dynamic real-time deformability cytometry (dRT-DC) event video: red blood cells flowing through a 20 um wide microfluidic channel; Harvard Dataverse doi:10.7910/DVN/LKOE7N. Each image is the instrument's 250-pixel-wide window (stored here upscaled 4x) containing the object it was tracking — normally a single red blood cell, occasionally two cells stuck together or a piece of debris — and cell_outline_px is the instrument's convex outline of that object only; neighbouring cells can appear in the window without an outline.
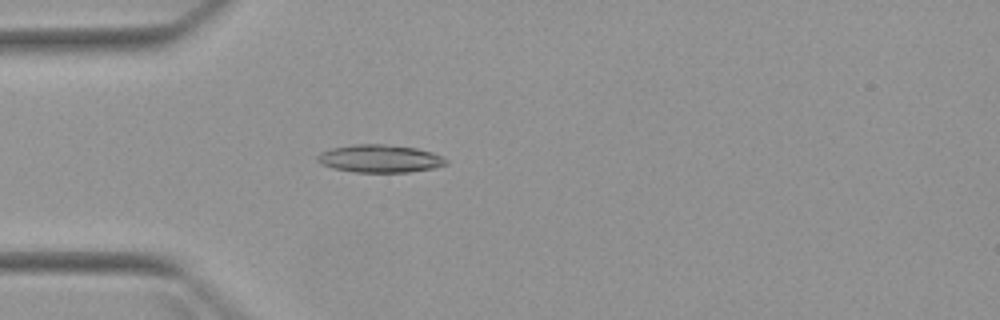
{"species": "Egyptian fruit bat (a non-hibernating species)", "species_latin": "Rousettus aegyptiacus", "temperature_condition": "warm", "stored_images_in_passage": 4, "camera_frame_rate_fps": 3000, "um_per_image_px": 0.085, "animal": {"sex": "female"}, "frame": {"image": 1, "passage_image": 4, "time_ms": 4.333, "image_size_px": [1000, 320], "cell_outline_px": [[448, 164], [432, 168], [408, 172], [356, 172], [332, 168], [316, 160], [316, 156], [320, 152], [332, 148], [352, 144], [380, 144], [416, 148], [432, 152], [444, 156], [448, 160]], "centroid_in_image_um": [32.3, 13.48], "position_along_channel_um": 52.7, "area_um2": 20.81}}